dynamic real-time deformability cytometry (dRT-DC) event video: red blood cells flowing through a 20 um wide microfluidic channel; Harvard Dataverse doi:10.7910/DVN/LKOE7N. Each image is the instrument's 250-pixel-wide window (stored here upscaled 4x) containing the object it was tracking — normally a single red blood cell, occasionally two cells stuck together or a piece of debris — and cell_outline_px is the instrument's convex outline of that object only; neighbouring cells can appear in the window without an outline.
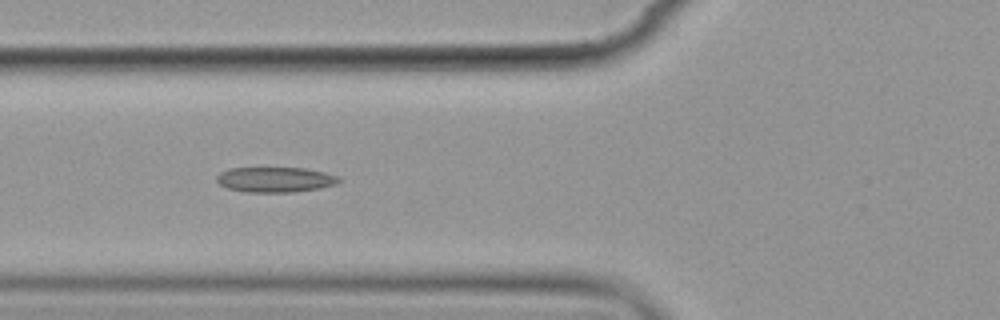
{"species": "common noctule bat (a hibernating species)", "species_latin": "Nyctalus noctula", "temperature_condition": "cold", "stored_images_in_passage": 9, "camera_frame_rate_fps": 3000, "um_per_image_px": 0.085, "animal": {"sex": "female", "body_mass_g": 19.9}, "frame": {"image": 1, "passage_image": 4, "time_ms": 3.667, "image_size_px": [1000, 320], "cell_outline_px": [[340, 180], [336, 184], [320, 188], [292, 192], [244, 192], [228, 188], [220, 184], [216, 180], [216, 176], [220, 172], [232, 168], [304, 168], [324, 172], [336, 176]], "centroid_in_image_um": [23.36, 15.27], "position_along_channel_um": 102.4, "area_um2": 17.8}}
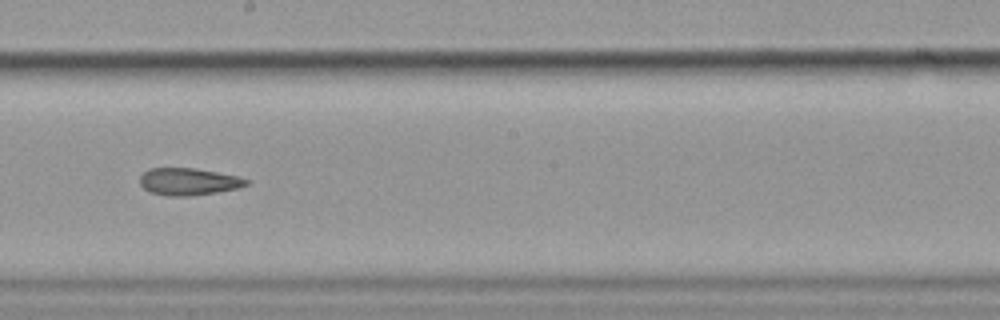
{"frame": {"image": 2, "passage_image": 7, "time_ms": 7.333, "image_size_px": [1000, 320], "cell_outline_px": [[248, 184], [240, 188], [216, 192], [188, 196], [168, 196], [152, 192], [144, 188], [140, 184], [140, 176], [148, 168], [192, 168], [216, 172], [236, 176], [248, 180]], "centroid_in_image_um": [16.01, 15.44], "position_along_channel_um": 232.2, "area_um2": 16.65}}
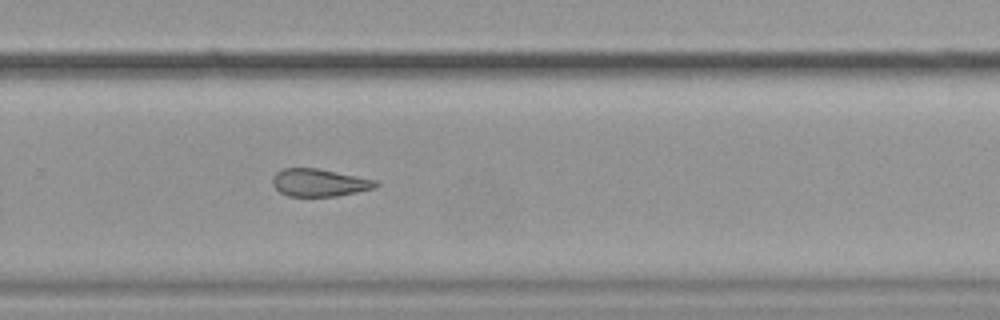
{"frame": {"image": 3, "passage_image": 9, "time_ms": 9.333, "image_size_px": [1000, 320], "cell_outline_px": [[380, 184], [376, 188], [336, 196], [288, 196], [280, 192], [272, 184], [272, 176], [276, 172], [284, 168], [316, 168], [376, 180]], "centroid_in_image_um": [27.13, 15.52], "position_along_channel_um": 302.7, "area_um2": 16.53}}